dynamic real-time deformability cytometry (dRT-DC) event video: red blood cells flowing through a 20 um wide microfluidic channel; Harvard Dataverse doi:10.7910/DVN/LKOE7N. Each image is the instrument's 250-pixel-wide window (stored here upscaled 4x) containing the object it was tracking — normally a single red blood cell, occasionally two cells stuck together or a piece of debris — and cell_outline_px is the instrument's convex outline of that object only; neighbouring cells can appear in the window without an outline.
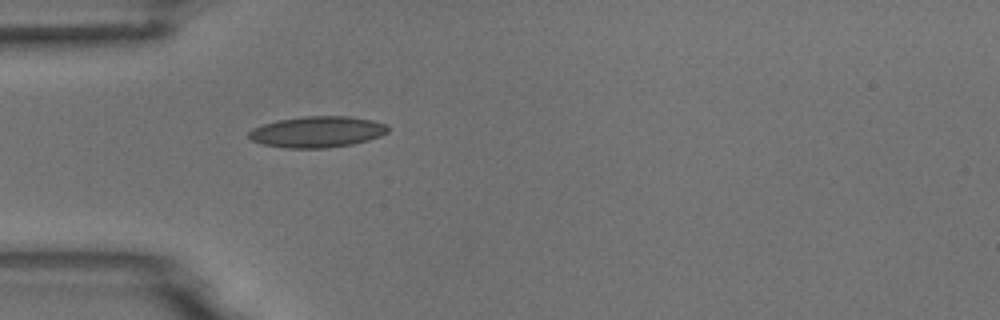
{"species": "common noctule bat (a hibernating species)", "species_latin": "Nyctalus noctula", "temperature_condition": "room temperature", "stored_images_in_passage": 38, "camera_frame_rate_fps": 3000, "um_per_image_px": 0.085, "animal": {"sex": "male", "body_mass_g": 18.8}, "frame": {"image": 1, "passage_image": 1, "time_ms": 0.0, "image_size_px": [1000, 320], "cell_outline_px": [[388, 132], [380, 136], [368, 140], [352, 144], [328, 148], [284, 148], [260, 144], [252, 140], [248, 136], [248, 132], [252, 128], [264, 124], [280, 120], [304, 116], [348, 116], [372, 120], [388, 124]], "centroid_in_image_um": [26.97, 11.21], "position_along_channel_um": 58.0, "area_um2": 25.32}}
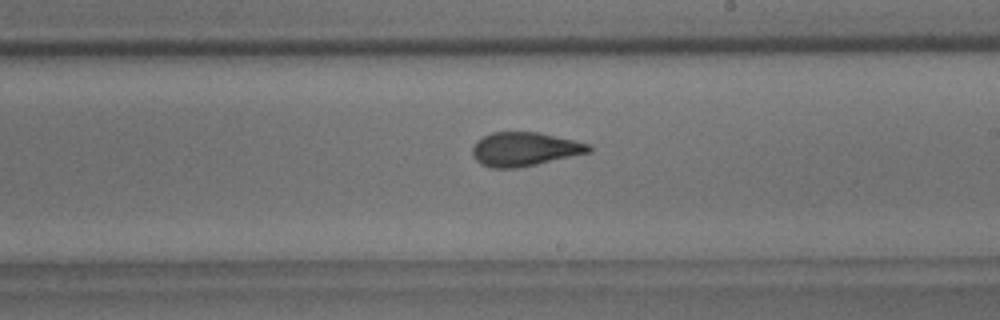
{"frame": {"image": 2, "passage_image": 16, "time_ms": 5.0, "image_size_px": [1000, 320], "cell_outline_px": [[592, 152], [536, 164], [516, 168], [492, 168], [480, 164], [472, 156], [472, 148], [476, 140], [492, 132], [536, 132], [572, 140], [588, 144], [592, 148]], "centroid_in_image_um": [44.54, 12.68], "position_along_channel_um": 244.5, "area_um2": 22.83}}
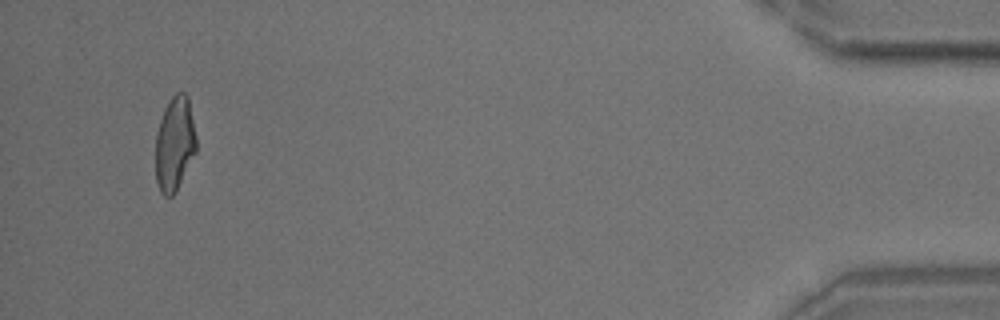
{"frame": {"image": 3, "passage_image": 36, "time_ms": 11.667, "image_size_px": [1000, 320], "cell_outline_px": [[196, 152], [176, 192], [172, 196], [164, 196], [160, 192], [156, 184], [156, 132], [164, 108], [172, 96], [176, 92], [184, 92], [188, 96], [196, 136]], "centroid_in_image_um": [14.84, 12.23], "position_along_channel_um": 420.4, "area_um2": 22.54}, "authors_computed_cell_mechanics": {"area_um2": 22.8021, "velocity_mm_per_s": 3.779, "shape_relaxation_time_tau1_ms": 7.394, "shape_relaxation_time_tau2_ms": 1.4223, "deformation_change_tau1": 0.2072, "deformation_change_tau2": 0.0872}}